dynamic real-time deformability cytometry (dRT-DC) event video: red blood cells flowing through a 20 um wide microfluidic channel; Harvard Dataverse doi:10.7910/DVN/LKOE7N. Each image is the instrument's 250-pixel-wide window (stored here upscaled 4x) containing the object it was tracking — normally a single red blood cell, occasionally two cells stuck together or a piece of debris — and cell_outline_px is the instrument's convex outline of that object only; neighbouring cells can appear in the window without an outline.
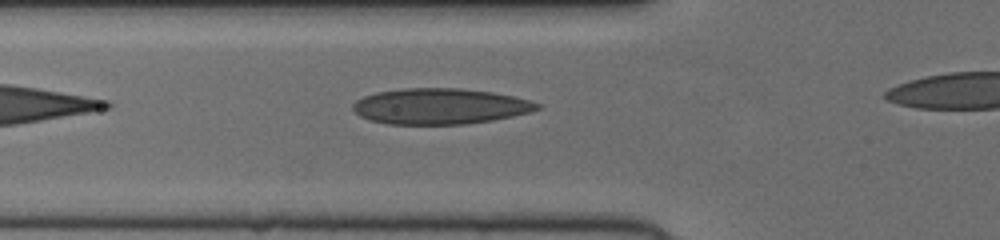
{"species": "human", "species_latin": "Homo sapiens", "temperature_condition": "cold", "stored_images_in_passage": 27, "camera_frame_rate_fps": 3000, "um_per_image_px": 0.085, "donor": {"sex": "female"}, "frame": {"image": 1, "passage_image": 3, "time_ms": 0.667, "image_size_px": [1000, 240], "cell_outline_px": [[540, 108], [528, 112], [512, 116], [492, 120], [464, 124], [388, 124], [368, 120], [360, 116], [352, 108], [352, 104], [356, 100], [364, 96], [376, 92], [404, 88], [460, 88], [492, 92], [512, 96], [528, 100], [540, 104]], "centroid_in_image_um": [37.35, 9.03], "position_along_channel_um": 88.5, "area_um2": 38.32}}
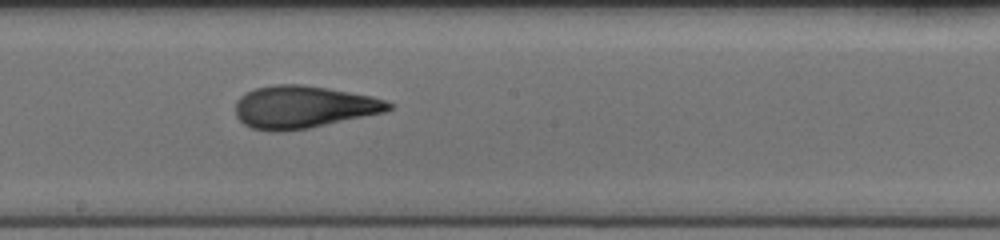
{"frame": {"image": 2, "passage_image": 13, "time_ms": 4.0, "image_size_px": [1000, 240], "cell_outline_px": [[396, 104], [392, 108], [384, 112], [308, 128], [280, 132], [268, 132], [252, 128], [244, 124], [236, 116], [236, 100], [244, 92], [256, 88], [272, 84], [304, 84], [328, 88], [372, 96]], "centroid_in_image_um": [25.76, 9.09], "position_along_channel_um": 222.4, "area_um2": 38.09}}
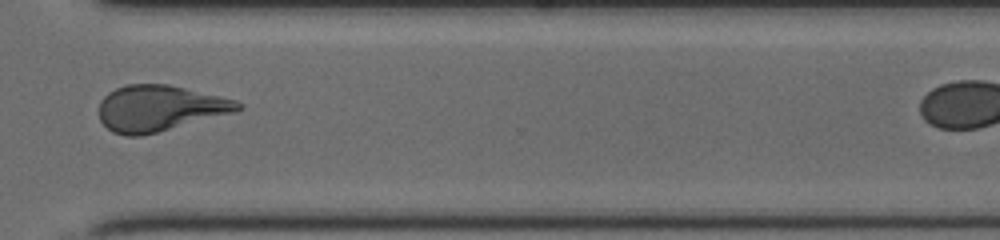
{"frame": {"image": 3, "passage_image": 23, "time_ms": 7.333, "image_size_px": [1000, 240], "cell_outline_px": [[244, 108], [236, 112], [140, 136], [124, 136], [112, 132], [100, 120], [100, 100], [108, 92], [116, 88], [128, 84], [168, 84], [220, 96], [236, 100], [244, 104]], "centroid_in_image_um": [13.58, 9.2], "position_along_channel_um": 357.0, "area_um2": 37.11}}